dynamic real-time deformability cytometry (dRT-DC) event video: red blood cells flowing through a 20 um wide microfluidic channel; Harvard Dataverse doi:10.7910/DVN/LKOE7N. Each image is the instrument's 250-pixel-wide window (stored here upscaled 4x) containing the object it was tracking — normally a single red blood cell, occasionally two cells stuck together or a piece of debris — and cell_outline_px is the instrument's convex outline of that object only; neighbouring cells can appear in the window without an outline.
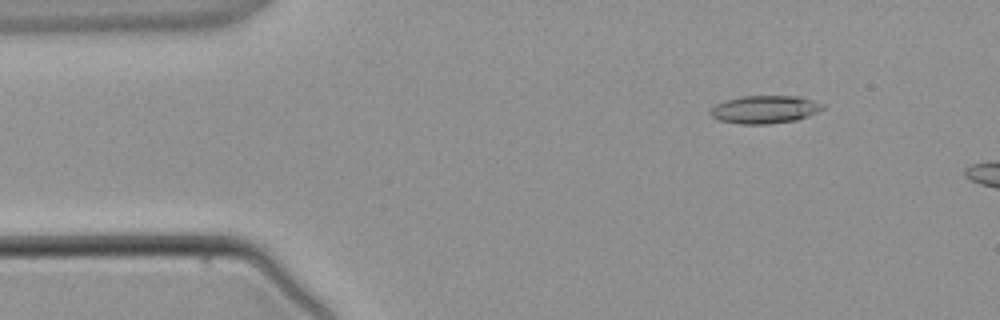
{"species": "common noctule bat (a hibernating species)", "species_latin": "Nyctalus noctula", "temperature_condition": "warm", "stored_images_in_passage": 3, "camera_frame_rate_fps": 3000, "um_per_image_px": 0.085, "animal": {"sex": "male", "body_mass_g": 21.5, "forearm_length_mm": 52.0}, "frame": {"image": 1, "passage_image": 2, "time_ms": 1.0, "image_size_px": [1000, 320], "cell_outline_px": [[824, 108], [808, 116], [796, 120], [768, 124], [740, 124], [720, 120], [712, 116], [708, 112], [716, 104], [724, 100], [740, 96], [800, 96], [824, 104]], "centroid_in_image_um": [64.99, 9.3], "position_along_channel_um": 20.0, "area_um2": 18.26}}